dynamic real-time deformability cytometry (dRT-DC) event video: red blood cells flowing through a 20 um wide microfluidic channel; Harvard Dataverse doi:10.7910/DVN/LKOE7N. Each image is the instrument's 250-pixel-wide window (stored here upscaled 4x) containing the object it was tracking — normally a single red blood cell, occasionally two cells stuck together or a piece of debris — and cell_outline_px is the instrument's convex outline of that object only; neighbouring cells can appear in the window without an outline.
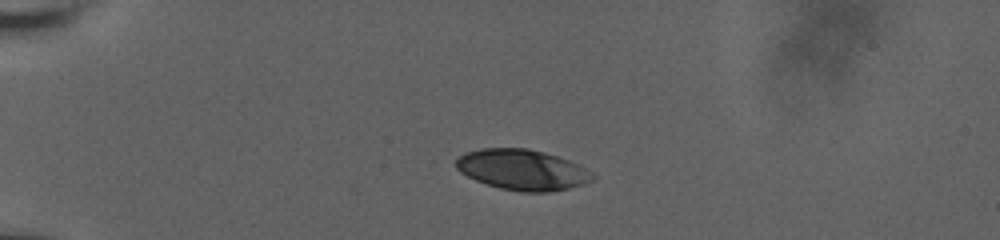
{"species": "human", "species_latin": "Homo sapiens", "temperature_condition": "room temperature", "stored_images_in_passage": 30, "camera_frame_rate_fps": 3000, "um_per_image_px": 0.085, "donor": {"sex": "male"}, "frame": {"image": 1, "passage_image": 1, "time_ms": 0.0, "image_size_px": [1000, 240], "cell_outline_px": [[596, 176], [592, 180], [568, 188], [548, 192], [520, 192], [500, 188], [476, 180], [460, 172], [456, 168], [456, 160], [464, 152], [480, 148], [528, 148], [544, 152], [580, 164]], "centroid_in_image_um": [44.38, 14.42], "position_along_channel_um": 40.6, "area_um2": 32.19}}
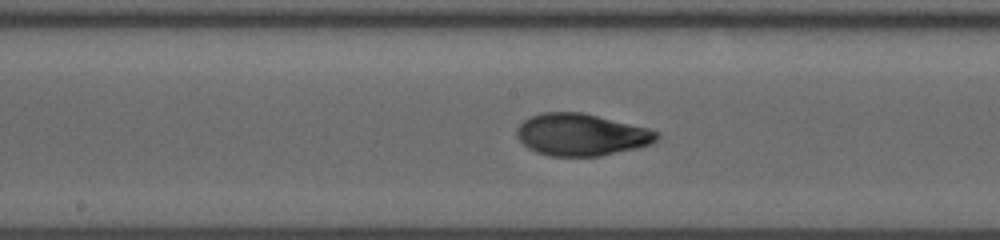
{"frame": {"image": 2, "passage_image": 16, "time_ms": 5.667, "image_size_px": [1000, 240], "cell_outline_px": [[660, 136], [652, 144], [636, 148], [600, 156], [548, 156], [536, 152], [528, 148], [516, 136], [516, 128], [528, 116], [540, 112], [580, 112], [648, 128], [660, 132]], "centroid_in_image_um": [49.39, 11.45], "position_along_channel_um": 198.8, "area_um2": 34.39}}
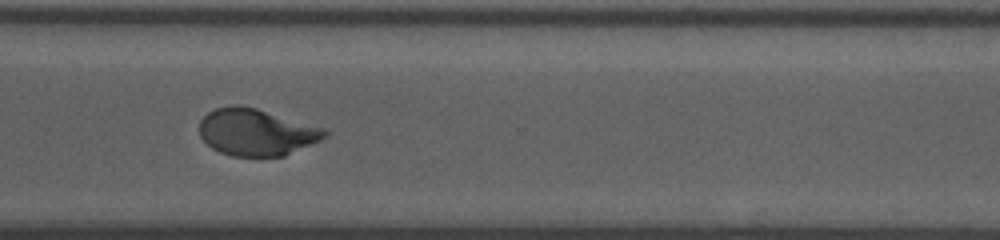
{"frame": {"image": 3, "passage_image": 28, "time_ms": 9.667, "image_size_px": [1000, 240], "cell_outline_px": [[328, 136], [320, 140], [284, 156], [232, 156], [220, 152], [212, 148], [200, 136], [200, 120], [208, 112], [216, 108], [232, 104], [240, 104], [256, 108], [324, 128], [328, 132]], "centroid_in_image_um": [21.77, 11.22], "position_along_channel_um": 348.8, "area_um2": 34.1}}